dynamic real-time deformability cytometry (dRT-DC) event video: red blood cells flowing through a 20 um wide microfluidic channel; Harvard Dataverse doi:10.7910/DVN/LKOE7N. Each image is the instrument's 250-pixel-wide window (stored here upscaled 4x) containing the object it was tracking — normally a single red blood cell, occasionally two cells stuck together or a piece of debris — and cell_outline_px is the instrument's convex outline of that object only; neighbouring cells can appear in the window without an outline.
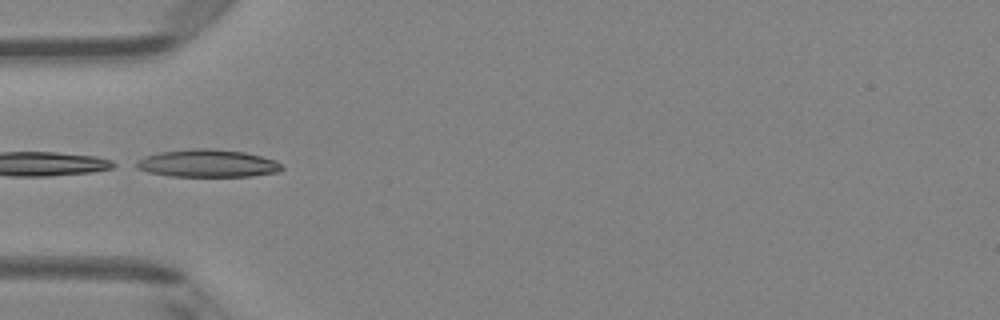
{"species": "Egyptian fruit bat (a non-hibernating species)", "species_latin": "Rousettus aegyptiacus", "temperature_condition": "room temperature", "stored_images_in_passage": 6, "camera_frame_rate_fps": 3000, "um_per_image_px": 0.085, "animal": {"sex": "female"}, "frame": {"image": 1, "passage_image": 5, "time_ms": 4.667, "image_size_px": [1000, 320], "cell_outline_px": [[284, 168], [280, 172], [252, 176], [168, 176], [148, 172], [136, 168], [128, 164], [144, 156], [160, 152], [188, 148], [212, 148], [244, 152], [276, 160]], "centroid_in_image_um": [17.57, 13.88], "position_along_channel_um": 67.4, "area_um2": 23.87}}
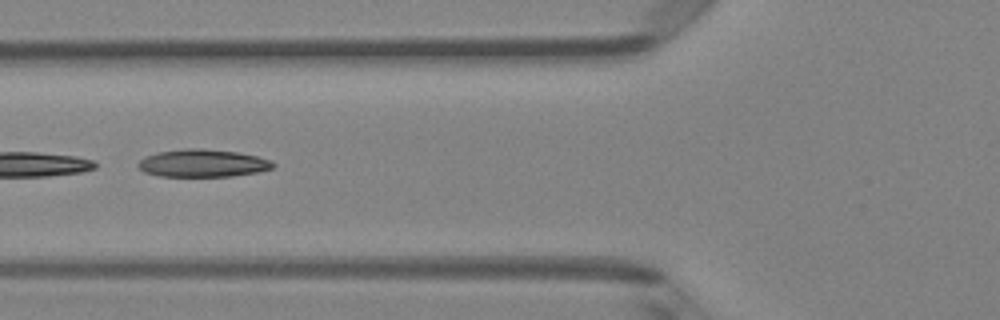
{"frame": {"image": 2, "passage_image": 6, "time_ms": 5.667, "image_size_px": [1000, 320], "cell_outline_px": [[276, 164], [272, 168], [256, 172], [232, 176], [160, 176], [144, 172], [136, 164], [144, 156], [156, 152], [184, 148], [200, 148], [236, 152], [256, 156], [272, 160]], "centroid_in_image_um": [17.2, 13.86], "position_along_channel_um": 108.6, "area_um2": 21.73}}